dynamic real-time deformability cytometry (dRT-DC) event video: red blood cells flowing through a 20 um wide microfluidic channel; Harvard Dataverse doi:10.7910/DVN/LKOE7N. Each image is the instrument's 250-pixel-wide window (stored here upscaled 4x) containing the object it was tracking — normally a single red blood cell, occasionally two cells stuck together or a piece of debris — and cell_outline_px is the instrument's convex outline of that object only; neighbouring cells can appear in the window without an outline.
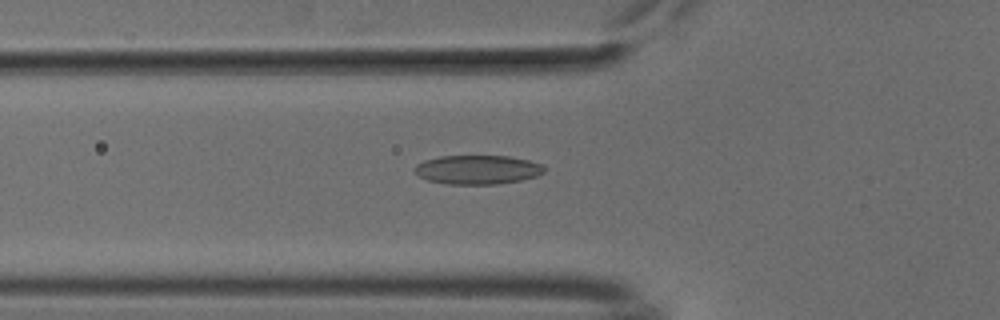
{"species": "common noctule bat (a hibernating species)", "species_latin": "Nyctalus noctula", "temperature_condition": "cold", "stored_images_in_passage": 53, "camera_frame_rate_fps": 3000, "um_per_image_px": 0.085, "animal": {"sex": "male", "body_mass_g": 18.8}, "frame": {"image": 1, "passage_image": 19, "time_ms": 6.0, "image_size_px": [1000, 320], "cell_outline_px": [[544, 172], [536, 176], [520, 180], [496, 184], [448, 184], [428, 180], [420, 176], [412, 168], [416, 164], [424, 160], [440, 156], [508, 156], [528, 160], [544, 164]], "centroid_in_image_um": [40.58, 14.41], "position_along_channel_um": 85.2, "area_um2": 21.91}}
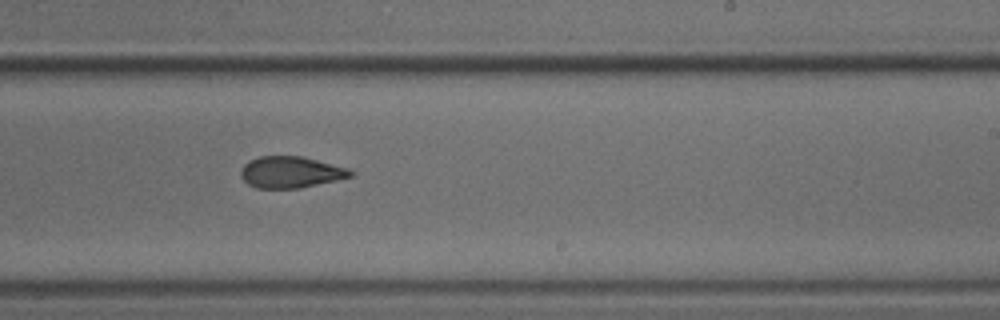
{"frame": {"image": 2, "passage_image": 33, "time_ms": 10.667, "image_size_px": [1000, 320], "cell_outline_px": [[352, 176], [336, 180], [300, 188], [256, 188], [248, 184], [240, 176], [240, 172], [244, 164], [248, 160], [260, 156], [300, 156], [348, 168], [352, 172]], "centroid_in_image_um": [24.66, 14.63], "position_along_channel_um": 264.3, "area_um2": 19.94}}
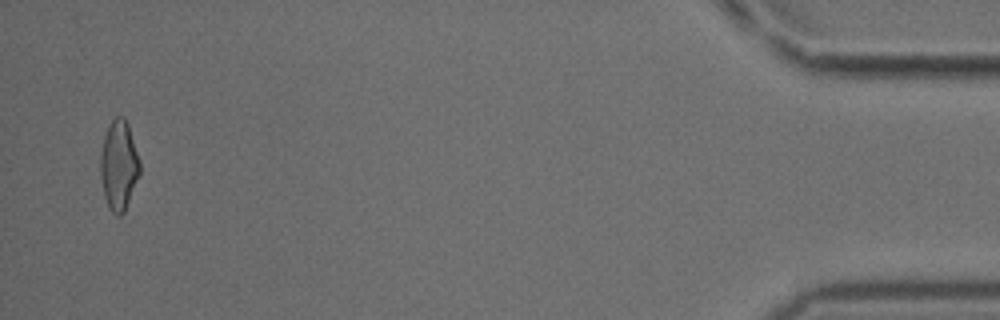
{"frame": {"image": 3, "passage_image": 52, "time_ms": 17.0, "image_size_px": [1000, 320], "cell_outline_px": [[140, 176], [124, 212], [120, 216], [116, 216], [108, 208], [104, 196], [100, 176], [100, 156], [104, 136], [108, 124], [116, 116], [124, 116], [128, 124], [140, 160]], "centroid_in_image_um": [10.1, 14.06], "position_along_channel_um": 425.1, "area_um2": 20.92}, "authors_computed_cell_mechanics": {"area_um2": 20.6924, "velocity_mm_per_s": 3.8161, "shape_relaxation_time_tau1_ms": null, "shape_relaxation_time_tau2_ms": 2.9237, "deformation_change_tau1": null, "deformation_change_tau2": 0.098}}